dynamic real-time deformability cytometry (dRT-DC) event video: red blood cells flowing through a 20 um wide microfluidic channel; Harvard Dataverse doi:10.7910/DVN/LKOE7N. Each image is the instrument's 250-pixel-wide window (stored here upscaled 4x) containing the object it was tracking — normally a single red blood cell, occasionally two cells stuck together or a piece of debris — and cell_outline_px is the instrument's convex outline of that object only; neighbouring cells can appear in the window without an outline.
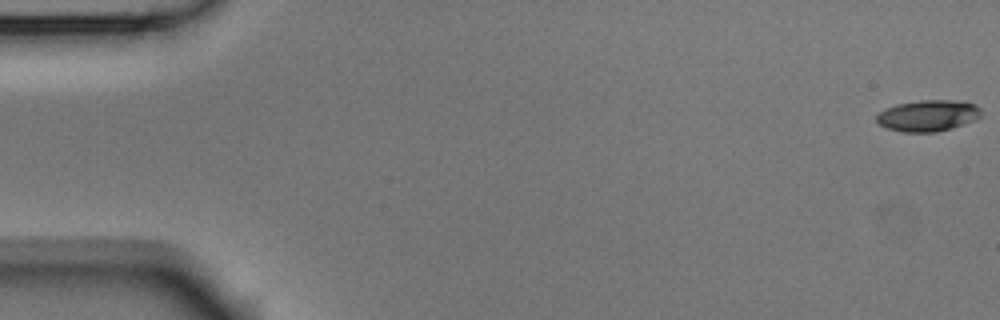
{"species": "Egyptian fruit bat (a non-hibernating species)", "species_latin": "Rousettus aegyptiacus", "temperature_condition": "room temperature", "stored_images_in_passage": 54, "camera_frame_rate_fps": 3000, "um_per_image_px": 0.085, "animal": {"sex": "male"}, "frame": {"image": 1, "passage_image": 1, "time_ms": 0.0, "image_size_px": [1000, 320], "cell_outline_px": [[980, 116], [976, 120], [964, 124], [936, 132], [900, 132], [888, 128], [880, 124], [876, 120], [876, 116], [884, 108], [896, 104], [920, 100], [952, 100], [976, 104], [980, 108]], "centroid_in_image_um": [78.87, 9.82], "position_along_channel_um": 6.1, "area_um2": 19.07}}
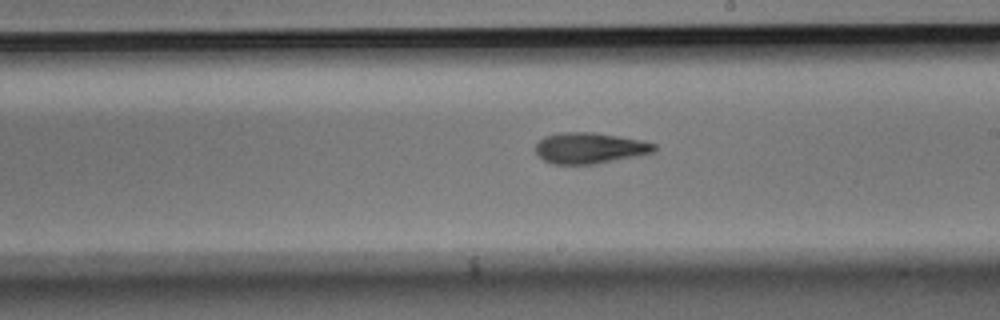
{"frame": {"image": 2, "passage_image": 31, "time_ms": 10.0, "image_size_px": [1000, 320], "cell_outline_px": [[656, 148], [652, 152], [636, 156], [596, 164], [552, 164], [544, 160], [536, 152], [536, 144], [544, 136], [560, 132], [592, 132], [640, 140], [656, 144]], "centroid_in_image_um": [50.09, 12.58], "position_along_channel_um": 238.9, "area_um2": 21.21}}
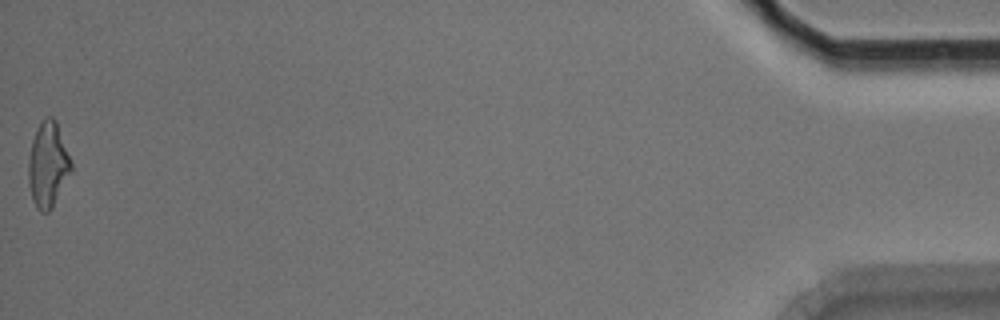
{"frame": {"image": 3, "passage_image": 54, "time_ms": 17.667, "image_size_px": [1000, 320], "cell_outline_px": [[72, 172], [52, 208], [48, 212], [40, 212], [36, 208], [32, 200], [28, 184], [28, 160], [32, 140], [40, 124], [48, 116], [52, 116], [56, 120], [72, 164]], "centroid_in_image_um": [4.07, 14.05], "position_along_channel_um": 431.1, "area_um2": 21.21}, "authors_computed_cell_mechanics": {"area_um2": 20.6057, "velocity_mm_per_s": 3.7811, "shape_relaxation_time_tau1_ms": 4.0683, "shape_relaxation_time_tau2_ms": 6.1308, "deformation_change_tau1": 0.1621, "deformation_change_tau2": 0.1816}}